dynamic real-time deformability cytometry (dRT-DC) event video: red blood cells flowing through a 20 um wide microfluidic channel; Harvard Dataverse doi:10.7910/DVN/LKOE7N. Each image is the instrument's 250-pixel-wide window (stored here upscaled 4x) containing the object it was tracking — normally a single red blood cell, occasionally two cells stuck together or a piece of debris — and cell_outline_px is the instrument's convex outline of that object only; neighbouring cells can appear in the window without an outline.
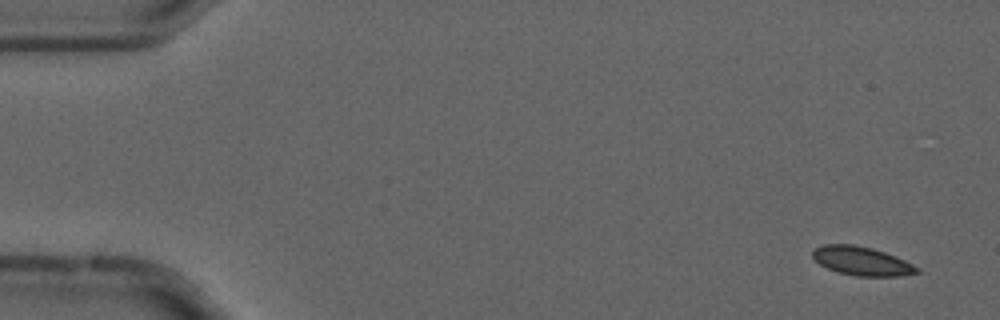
{"species": "common noctule bat (a hibernating species)", "species_latin": "Nyctalus noctula", "temperature_condition": "cold", "stored_images_in_passage": 56, "camera_frame_rate_fps": 3000, "um_per_image_px": 0.085, "animal": {"sex": "male", "forearm_length_mm": 52.5}, "frame": {"image": 1, "passage_image": 3, "time_ms": 0.667, "image_size_px": [1000, 320], "cell_outline_px": [[920, 272], [900, 276], [856, 276], [836, 272], [820, 264], [812, 256], [812, 252], [816, 248], [824, 244], [852, 244], [872, 248], [884, 252], [904, 260], [920, 268]], "centroid_in_image_um": [73.25, 22.19], "position_along_channel_um": 11.8, "area_um2": 17.4}}
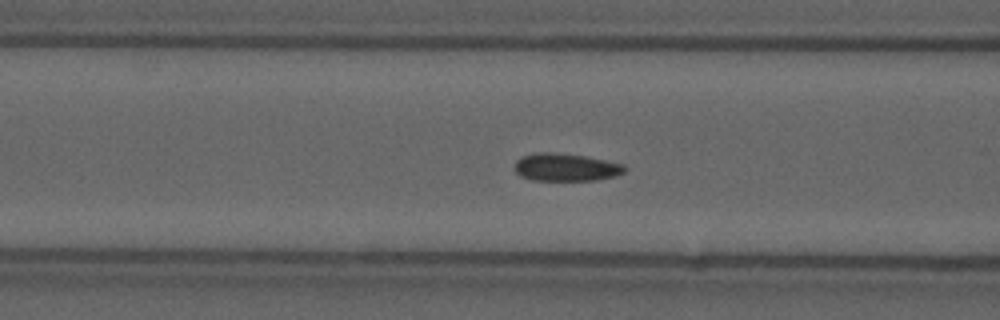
{"frame": {"image": 2, "passage_image": 22, "time_ms": 7.0, "image_size_px": [1000, 320], "cell_outline_px": [[628, 168], [624, 172], [616, 176], [596, 180], [532, 180], [520, 176], [516, 172], [516, 160], [520, 156], [536, 152], [548, 152], [584, 156], [624, 164]], "centroid_in_image_um": [48.1, 14.22], "position_along_channel_um": 118.5, "area_um2": 17.74}}
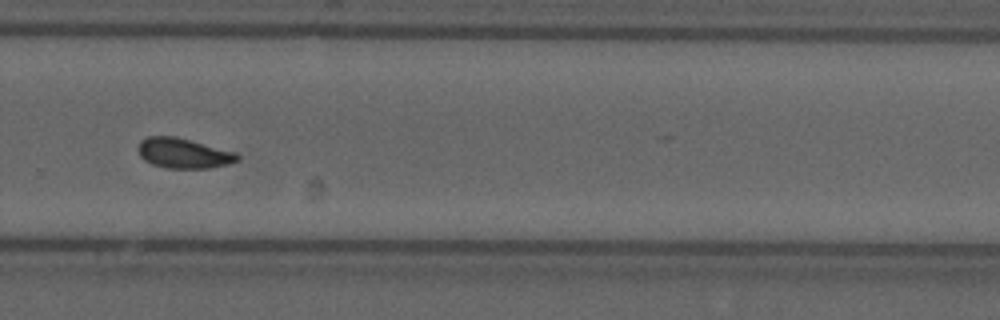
{"frame": {"image": 3, "passage_image": 38, "time_ms": 12.333, "image_size_px": [1000, 320], "cell_outline_px": [[240, 160], [228, 164], [212, 168], [168, 168], [152, 164], [144, 160], [140, 156], [136, 148], [140, 140], [148, 136], [176, 136], [236, 152], [240, 156]], "centroid_in_image_um": [15.59, 13.02], "position_along_channel_um": 314.2, "area_um2": 17.63}}